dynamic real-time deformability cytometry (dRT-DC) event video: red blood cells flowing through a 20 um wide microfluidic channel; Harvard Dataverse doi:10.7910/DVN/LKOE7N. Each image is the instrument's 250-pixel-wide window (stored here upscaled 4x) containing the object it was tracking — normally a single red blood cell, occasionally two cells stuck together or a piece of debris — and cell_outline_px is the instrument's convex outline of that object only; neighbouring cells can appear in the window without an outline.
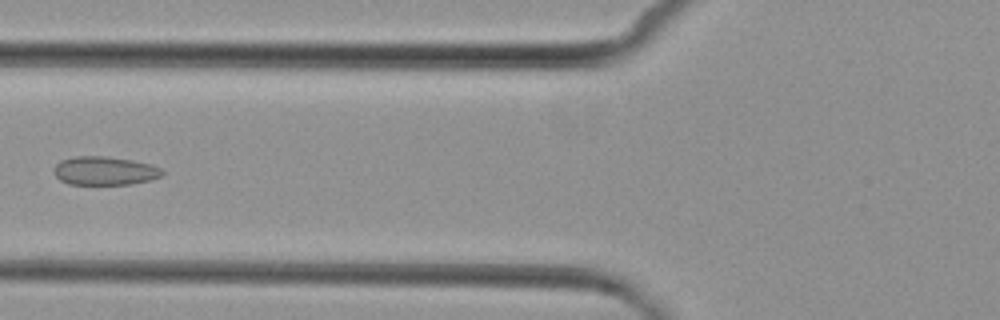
{"species": "common noctule bat (a hibernating species)", "species_latin": "Nyctalus noctula", "temperature_condition": "cold", "stored_images_in_passage": 6, "camera_frame_rate_fps": 3000, "um_per_image_px": 0.085, "animal": {"sex": "female", "body_mass_g": 29.2, "forearm_length_mm": 56.3}, "frame": {"image": 1, "passage_image": 6, "time_ms": 5.667, "image_size_px": [1000, 320], "cell_outline_px": [[164, 176], [152, 180], [132, 184], [68, 184], [60, 180], [52, 172], [56, 164], [60, 160], [72, 156], [104, 156], [132, 160], [152, 164], [160, 168], [164, 172]], "centroid_in_image_um": [8.91, 14.52], "position_along_channel_um": 116.9, "area_um2": 18.32}}